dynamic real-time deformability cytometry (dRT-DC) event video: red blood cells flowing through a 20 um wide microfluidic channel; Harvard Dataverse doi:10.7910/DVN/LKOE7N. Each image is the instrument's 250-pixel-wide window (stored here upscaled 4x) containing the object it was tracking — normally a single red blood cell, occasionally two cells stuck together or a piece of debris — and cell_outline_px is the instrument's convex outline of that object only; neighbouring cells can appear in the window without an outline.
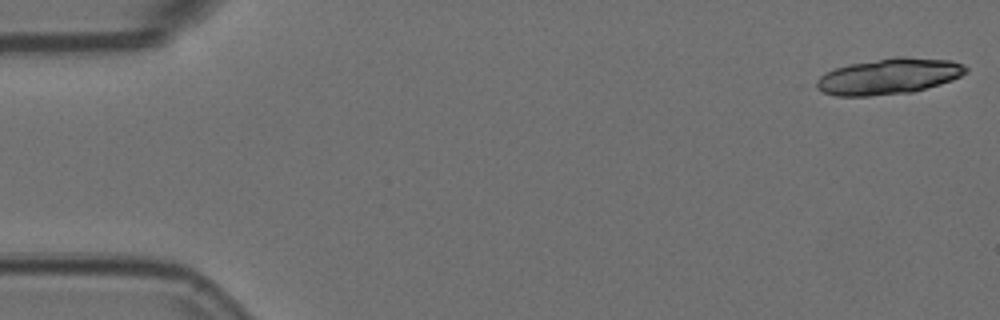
{"species": "Egyptian fruit bat (a non-hibernating species)", "species_latin": "Rousettus aegyptiacus", "temperature_condition": "room temperature", "stored_images_in_passage": 4, "camera_frame_rate_fps": 3000, "um_per_image_px": 0.085, "animal": {"sex": "female"}, "frame": {"image": 1, "passage_image": 1, "time_ms": 0.0, "image_size_px": [1000, 320], "cell_outline_px": [[968, 72], [952, 80], [940, 84], [912, 92], [868, 96], [836, 96], [824, 92], [816, 88], [816, 80], [820, 76], [836, 68], [848, 64], [892, 56], [904, 56], [952, 60], [964, 64], [968, 68]], "centroid_in_image_um": [75.58, 6.47], "position_along_channel_um": 9.4, "area_um2": 31.5}}